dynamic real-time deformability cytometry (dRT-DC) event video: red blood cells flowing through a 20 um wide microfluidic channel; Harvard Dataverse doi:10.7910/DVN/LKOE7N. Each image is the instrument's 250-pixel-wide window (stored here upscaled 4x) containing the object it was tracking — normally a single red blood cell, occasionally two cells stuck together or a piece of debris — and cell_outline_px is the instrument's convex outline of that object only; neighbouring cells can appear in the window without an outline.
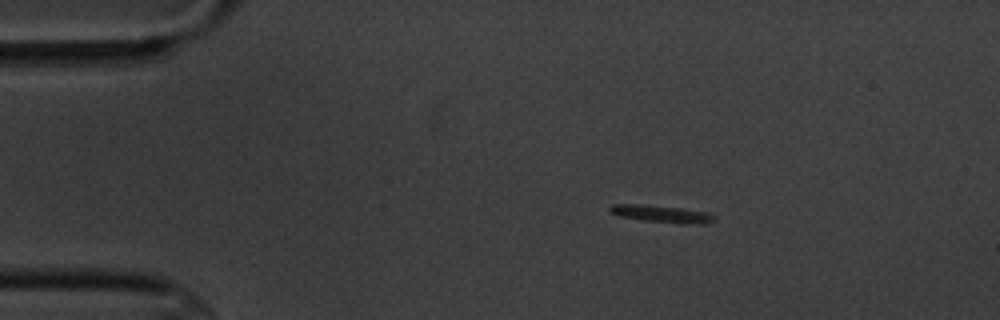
{"species": "common noctule bat (a hibernating species)", "species_latin": "Nyctalus noctula", "temperature_condition": "cold", "stored_images_in_passage": 4, "camera_frame_rate_fps": 3000, "um_per_image_px": 0.085, "animal": {"sex": "male", "body_mass_g": 20.1, "forearm_length_mm": 53.5}, "frame": {"image": 1, "passage_image": 2, "time_ms": 2.0, "image_size_px": [1000, 320], "cell_outline_px": [[716, 216], [708, 224], [680, 224], [644, 220], [620, 216], [608, 212], [608, 208], [612, 204], [640, 204], [680, 208], [712, 212]], "centroid_in_image_um": [56.28, 18.18], "position_along_channel_um": 28.7, "area_um2": 10.64}}